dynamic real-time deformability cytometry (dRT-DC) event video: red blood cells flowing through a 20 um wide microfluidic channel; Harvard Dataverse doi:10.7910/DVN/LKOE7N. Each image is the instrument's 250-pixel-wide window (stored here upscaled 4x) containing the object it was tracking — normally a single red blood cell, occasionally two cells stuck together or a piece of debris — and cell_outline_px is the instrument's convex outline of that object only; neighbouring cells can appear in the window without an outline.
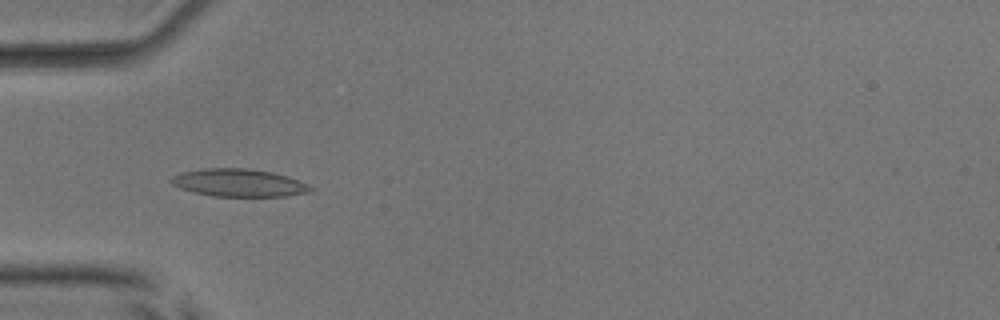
{"species": "common noctule bat (a hibernating species)", "species_latin": "Nyctalus noctula", "temperature_condition": "room temperature", "stored_images_in_passage": 5, "camera_frame_rate_fps": 3000, "um_per_image_px": 0.085, "animal": {"sex": "male", "body_mass_g": 17.9, "forearm_length_mm": 54.2}, "frame": {"image": 1, "passage_image": 4, "time_ms": 1.0, "image_size_px": [1000, 320], "cell_outline_px": [[316, 188], [312, 192], [288, 196], [212, 196], [192, 192], [180, 188], [172, 184], [168, 180], [172, 176], [180, 172], [204, 168], [248, 168], [272, 172], [288, 176], [308, 184]], "centroid_in_image_um": [20.31, 15.54], "position_along_channel_um": 64.7, "area_um2": 22.83}}